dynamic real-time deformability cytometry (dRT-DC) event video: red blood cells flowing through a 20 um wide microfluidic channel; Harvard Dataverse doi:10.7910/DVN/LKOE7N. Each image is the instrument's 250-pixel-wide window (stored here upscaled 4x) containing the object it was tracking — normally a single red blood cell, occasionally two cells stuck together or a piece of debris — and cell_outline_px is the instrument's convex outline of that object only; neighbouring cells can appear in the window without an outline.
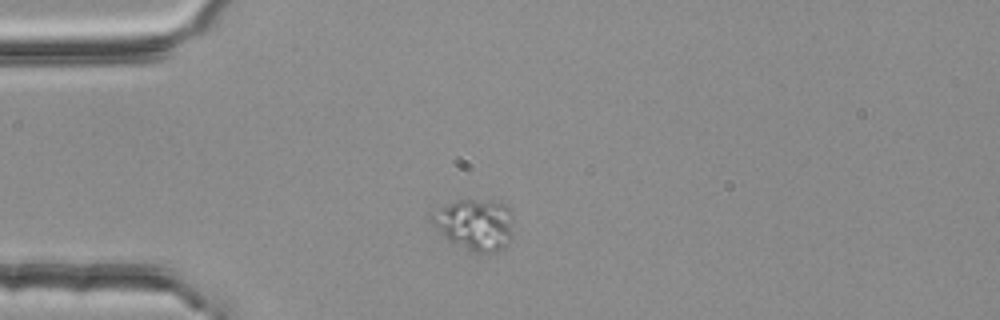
{"species": "common noctule bat (a hibernating species)", "species_latin": "Nyctalus noctula", "temperature_condition": "room temperature", "stored_images_in_passage": 2, "camera_frame_rate_fps": 3000, "um_per_image_px": 0.085, "animal": {"sex": "female", "body_mass_g": 25.1}, "frame": {"image": 1, "passage_image": 1, "time_ms": 0.0, "image_size_px": [1000, 320], "cell_outline_px": [[512, 236], [504, 248], [488, 252], [476, 252], [448, 240], [444, 236], [432, 220], [432, 216], [456, 200], [472, 200], [504, 204], [508, 208], [512, 224]], "centroid_in_image_um": [40.43, 19.11], "position_along_channel_um": 44.6, "area_um2": 23.06}}